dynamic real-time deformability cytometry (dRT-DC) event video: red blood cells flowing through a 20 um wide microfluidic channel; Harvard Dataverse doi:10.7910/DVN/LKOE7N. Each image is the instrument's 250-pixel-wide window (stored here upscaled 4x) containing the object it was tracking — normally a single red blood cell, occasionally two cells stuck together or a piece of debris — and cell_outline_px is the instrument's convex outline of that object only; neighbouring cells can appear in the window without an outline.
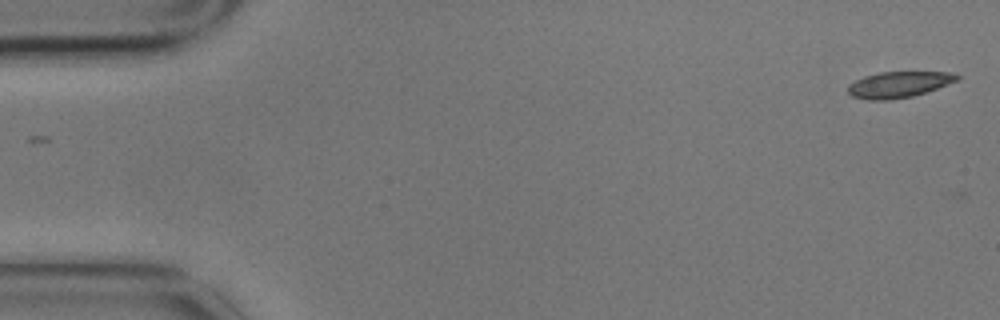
{"species": "common noctule bat (a hibernating species)", "species_latin": "Nyctalus noctula", "temperature_condition": "cold", "stored_images_in_passage": 2, "camera_frame_rate_fps": 3000, "um_per_image_px": 0.085, "animal": {"sex": "male", "body_mass_g": 17.9}, "frame": {"image": 1, "passage_image": 2, "time_ms": 0.333, "image_size_px": [1000, 320], "cell_outline_px": [[960, 80], [912, 96], [888, 100], [868, 100], [852, 96], [848, 92], [848, 84], [864, 76], [880, 72], [956, 72], [960, 76]], "centroid_in_image_um": [76.4, 7.18], "position_along_channel_um": 8.6, "area_um2": 16.53}}